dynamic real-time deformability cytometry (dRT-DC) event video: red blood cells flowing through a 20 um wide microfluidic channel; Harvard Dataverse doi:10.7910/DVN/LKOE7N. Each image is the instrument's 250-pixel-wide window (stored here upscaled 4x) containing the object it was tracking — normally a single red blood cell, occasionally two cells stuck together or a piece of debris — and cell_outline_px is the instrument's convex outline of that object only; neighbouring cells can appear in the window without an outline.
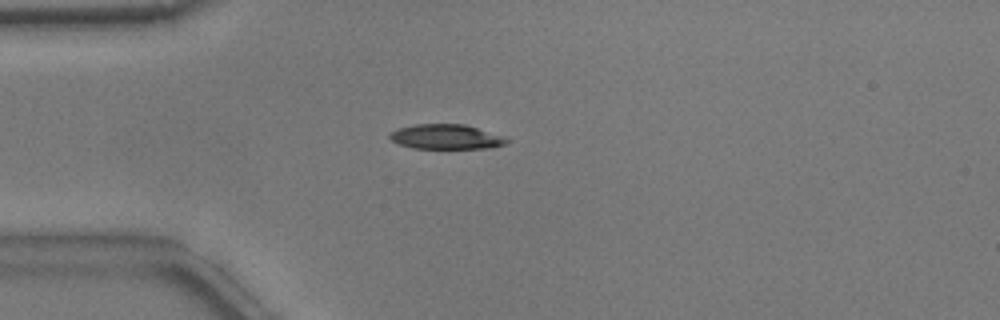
{"species": "common noctule bat (a hibernating species)", "species_latin": "Nyctalus noctula", "temperature_condition": "warm", "stored_images_in_passage": 9, "camera_frame_rate_fps": 3000, "um_per_image_px": 0.085, "animal": {"sex": "male", "body_mass_g": 17.9}, "frame": {"image": 1, "passage_image": 4, "time_ms": 1.0, "image_size_px": [1000, 320], "cell_outline_px": [[508, 140], [504, 144], [488, 148], [412, 148], [400, 144], [392, 140], [388, 136], [396, 128], [416, 124], [464, 124], [500, 136]], "centroid_in_image_um": [37.83, 11.62], "position_along_channel_um": 47.2, "area_um2": 16.47}}